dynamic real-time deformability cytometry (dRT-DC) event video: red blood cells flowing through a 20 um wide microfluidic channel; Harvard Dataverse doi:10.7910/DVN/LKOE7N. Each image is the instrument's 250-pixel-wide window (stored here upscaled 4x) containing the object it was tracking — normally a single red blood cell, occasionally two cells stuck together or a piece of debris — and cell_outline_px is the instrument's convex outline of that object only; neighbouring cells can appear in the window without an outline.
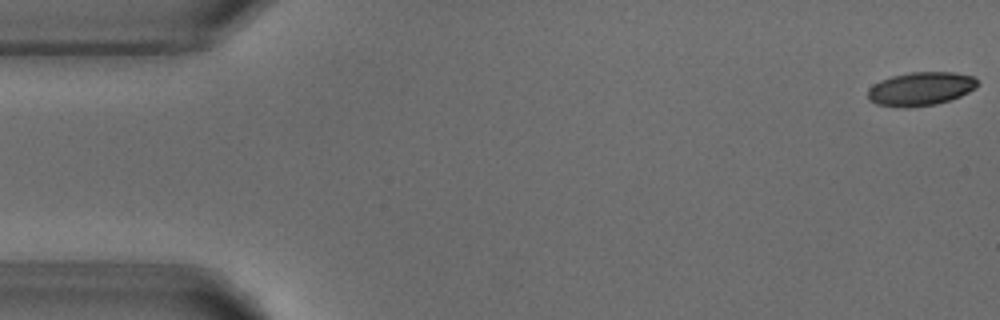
{"species": "common noctule bat (a hibernating species)", "species_latin": "Nyctalus noctula", "temperature_condition": "warm", "stored_images_in_passage": 52, "camera_frame_rate_fps": 3000, "um_per_image_px": 0.085, "animal": {"sex": "male", "body_mass_g": 18.8}, "frame": {"image": 1, "passage_image": 1, "time_ms": 0.0, "image_size_px": [1000, 320], "cell_outline_px": [[980, 84], [976, 88], [960, 96], [936, 104], [908, 108], [904, 108], [876, 104], [868, 100], [868, 88], [872, 84], [880, 80], [892, 76], [912, 72], [952, 72], [972, 76]], "centroid_in_image_um": [78.23, 7.55], "position_along_channel_um": 6.8, "area_um2": 21.56}}
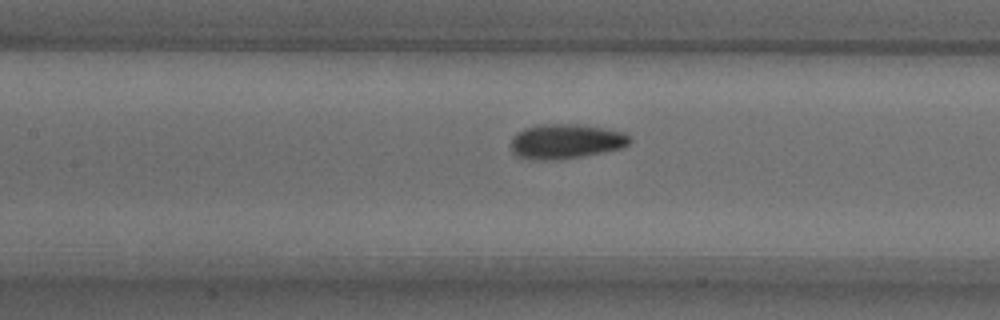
{"frame": {"image": 2, "passage_image": 23, "time_ms": 7.333, "image_size_px": [1000, 320], "cell_outline_px": [[632, 140], [628, 144], [620, 148], [580, 156], [556, 160], [540, 160], [516, 156], [512, 152], [512, 136], [516, 132], [524, 128], [536, 124], [576, 124], [604, 128], [624, 132]], "centroid_in_image_um": [48.05, 12.0], "position_along_channel_um": 159.4, "area_um2": 23.93}}
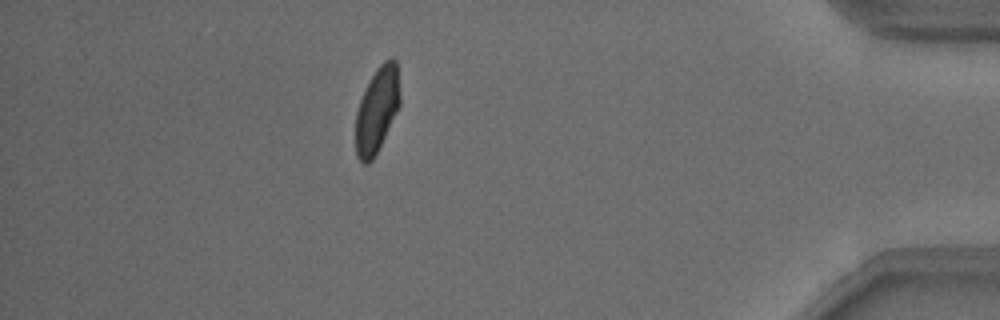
{"frame": {"image": 3, "passage_image": 46, "time_ms": 15.0, "image_size_px": [1000, 320], "cell_outline_px": [[400, 104], [372, 160], [368, 164], [364, 164], [356, 156], [356, 112], [360, 100], [376, 68], [384, 60], [392, 56], [396, 60], [400, 92]], "centroid_in_image_um": [32.05, 9.3], "position_along_channel_um": 403.2, "area_um2": 21.68}, "authors_computed_cell_mechanics": {"area_um2": 22.8888, "velocity_mm_per_s": 3.8269, "shape_relaxation_time_tau1_ms": 2.9074, "shape_relaxation_time_tau2_ms": 1.2177, "deformation_change_tau1": 0.1361, "deformation_change_tau2": 0.0617}}